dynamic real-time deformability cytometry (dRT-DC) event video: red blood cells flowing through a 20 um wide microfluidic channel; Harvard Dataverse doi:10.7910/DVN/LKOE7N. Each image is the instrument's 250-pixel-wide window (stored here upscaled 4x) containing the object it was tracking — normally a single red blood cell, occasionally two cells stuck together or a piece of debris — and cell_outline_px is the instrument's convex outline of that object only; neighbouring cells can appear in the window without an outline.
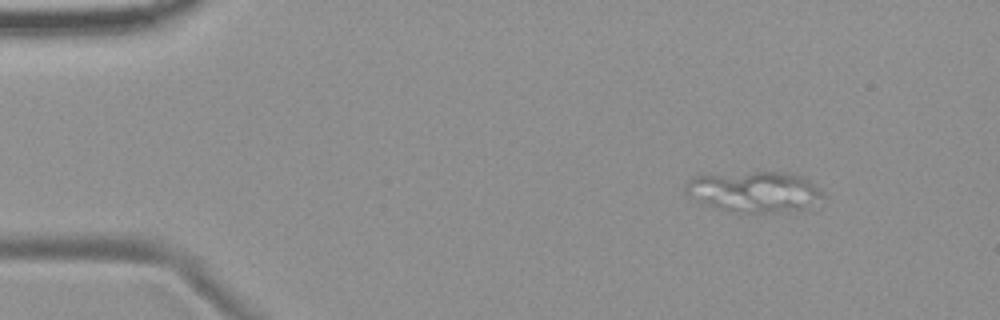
{"species": "common noctule bat (a hibernating species)", "species_latin": "Nyctalus noctula", "temperature_condition": "room temperature", "stored_images_in_passage": 5, "camera_frame_rate_fps": 3000, "um_per_image_px": 0.085, "animal": {"sex": "female", "body_mass_g": 19.9}, "frame": {"image": 1, "passage_image": 1, "time_ms": 0.0, "image_size_px": [1000, 320], "cell_outline_px": [[824, 196], [820, 208], [812, 212], [744, 212], [716, 208], [688, 196], [684, 192], [684, 184], [688, 180], [696, 176], [752, 172], [788, 172], [800, 176], [808, 180]], "centroid_in_image_um": [64.25, 16.34], "position_along_channel_um": 20.8, "area_um2": 33.29}}